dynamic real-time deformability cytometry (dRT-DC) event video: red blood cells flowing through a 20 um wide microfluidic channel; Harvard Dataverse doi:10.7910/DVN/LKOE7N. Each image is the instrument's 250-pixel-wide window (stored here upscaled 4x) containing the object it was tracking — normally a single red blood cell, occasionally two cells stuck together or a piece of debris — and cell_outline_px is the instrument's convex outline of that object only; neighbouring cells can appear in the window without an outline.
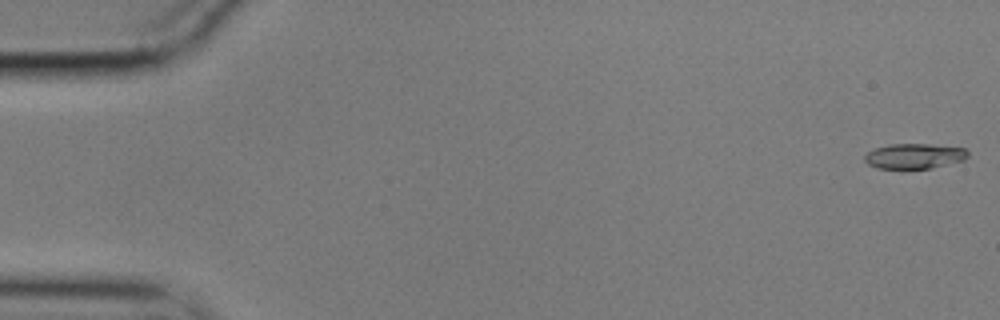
{"species": "common noctule bat (a hibernating species)", "species_latin": "Nyctalus noctula", "temperature_condition": "cold", "stored_images_in_passage": 19, "camera_frame_rate_fps": 3000, "um_per_image_px": 0.085, "animal": {"sex": "male", "body_mass_g": 17.9}, "frame": {"image": 1, "passage_image": 1, "time_ms": 0.0, "image_size_px": [1000, 320], "cell_outline_px": [[968, 156], [964, 160], [932, 168], [876, 168], [868, 164], [864, 160], [864, 156], [868, 152], [876, 148], [888, 144], [928, 144], [964, 148], [968, 152]], "centroid_in_image_um": [77.71, 13.26], "position_along_channel_um": 7.3, "area_um2": 15.03}}
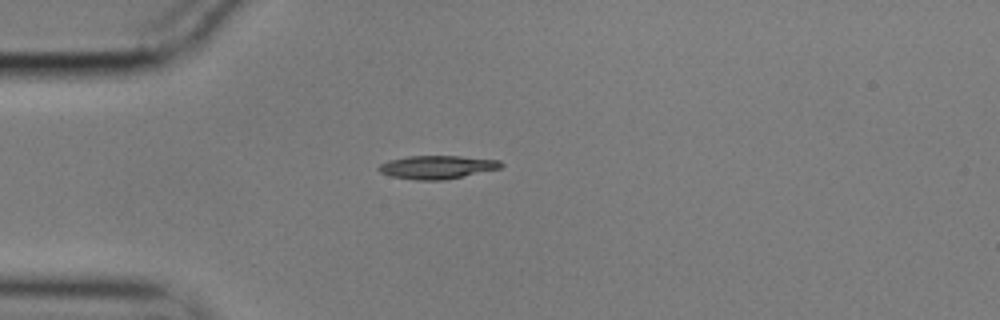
{"frame": {"image": 2, "passage_image": 15, "time_ms": 4.667, "image_size_px": [1000, 320], "cell_outline_px": [[504, 164], [500, 168], [444, 180], [416, 180], [392, 176], [380, 172], [376, 168], [380, 164], [388, 160], [408, 156], [460, 156], [500, 160]], "centroid_in_image_um": [37.13, 14.2], "position_along_channel_um": 47.9, "area_um2": 16.53}}